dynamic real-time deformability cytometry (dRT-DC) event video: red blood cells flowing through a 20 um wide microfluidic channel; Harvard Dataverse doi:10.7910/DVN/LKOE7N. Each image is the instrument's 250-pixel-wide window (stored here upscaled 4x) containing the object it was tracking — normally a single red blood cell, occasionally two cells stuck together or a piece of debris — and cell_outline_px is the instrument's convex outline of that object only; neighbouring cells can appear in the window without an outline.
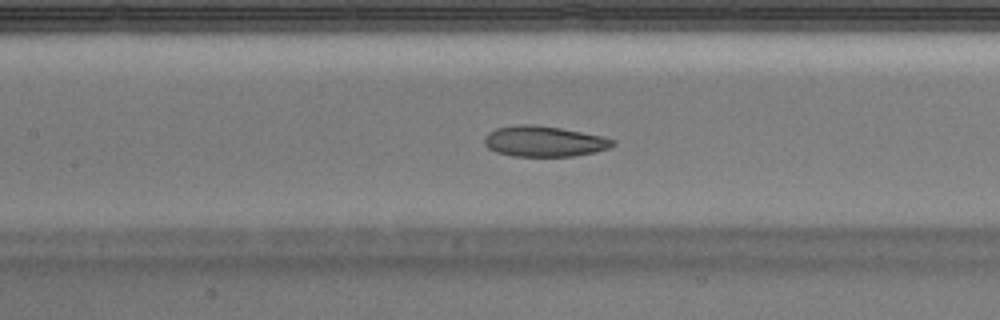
{"species": "Egyptian fruit bat (a non-hibernating species)", "species_latin": "Rousettus aegyptiacus", "temperature_condition": "warm", "stored_images_in_passage": 41, "camera_frame_rate_fps": 3000, "um_per_image_px": 0.085, "animal": {"sex": "male"}, "frame": {"image": 1, "passage_image": 18, "time_ms": 5.667, "image_size_px": [1000, 320], "cell_outline_px": [[616, 144], [608, 148], [596, 152], [572, 156], [512, 156], [496, 152], [488, 148], [484, 144], [484, 136], [488, 132], [496, 128], [516, 124], [532, 124], [560, 128], [604, 136], [616, 140]], "centroid_in_image_um": [46.24, 12.01], "position_along_channel_um": 161.2, "area_um2": 23.12}}
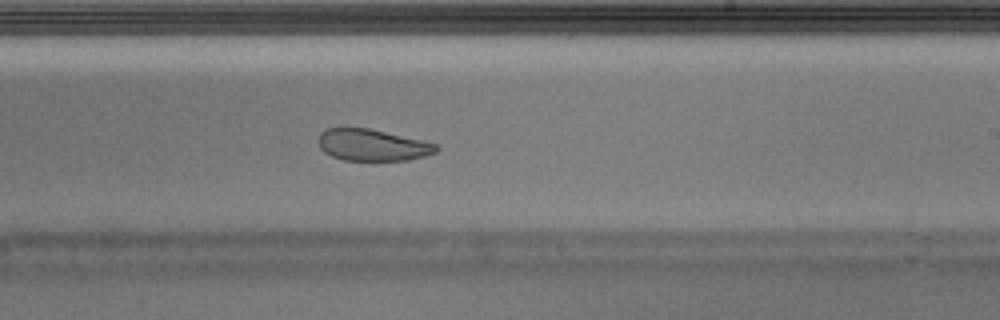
{"frame": {"image": 2, "passage_image": 24, "time_ms": 7.667, "image_size_px": [1000, 320], "cell_outline_px": [[440, 148], [436, 152], [424, 156], [408, 160], [344, 160], [332, 156], [324, 152], [320, 148], [316, 140], [320, 132], [324, 128], [368, 128], [420, 140], [436, 144]], "centroid_in_image_um": [31.59, 12.32], "position_along_channel_um": 257.4, "area_um2": 21.68}}